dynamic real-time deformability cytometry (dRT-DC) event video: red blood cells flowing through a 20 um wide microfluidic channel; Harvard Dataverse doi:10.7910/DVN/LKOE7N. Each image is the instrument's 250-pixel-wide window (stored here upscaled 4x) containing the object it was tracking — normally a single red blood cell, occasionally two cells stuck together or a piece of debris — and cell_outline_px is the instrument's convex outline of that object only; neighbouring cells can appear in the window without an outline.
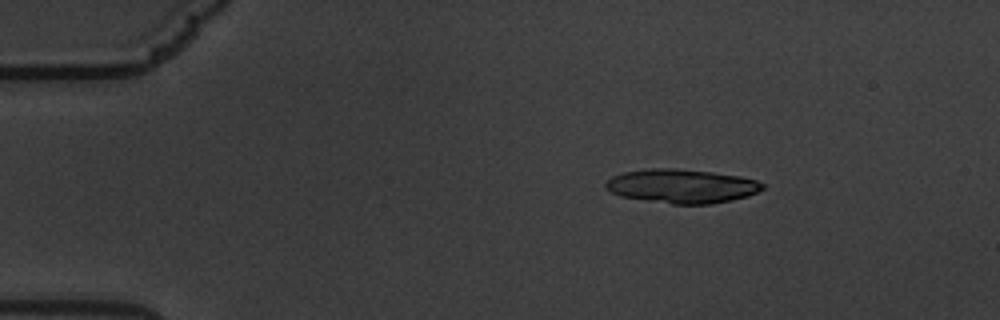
{"species": "common noctule bat (a hibernating species)", "species_latin": "Nyctalus noctula", "temperature_condition": "warm", "stored_images_in_passage": 52, "segment_of_instrument_passage": [1, 2], "camera_frame_rate_fps": 3000, "um_per_image_px": 0.085, "animal": {"sex": "male", "body_mass_g": 19.5, "forearm_length_mm": 54.6}, "frame": {"image": 1, "passage_image": 1, "time_ms": 0.0, "image_size_px": [1000, 320], "cell_outline_px": [[764, 188], [748, 196], [732, 200], [712, 204], [672, 204], [620, 196], [604, 188], [604, 184], [612, 176], [624, 172], [648, 168], [676, 168], [712, 172], [740, 176], [756, 180], [764, 184]], "centroid_in_image_um": [57.94, 15.81], "position_along_channel_um": 27.1, "area_um2": 31.1}}